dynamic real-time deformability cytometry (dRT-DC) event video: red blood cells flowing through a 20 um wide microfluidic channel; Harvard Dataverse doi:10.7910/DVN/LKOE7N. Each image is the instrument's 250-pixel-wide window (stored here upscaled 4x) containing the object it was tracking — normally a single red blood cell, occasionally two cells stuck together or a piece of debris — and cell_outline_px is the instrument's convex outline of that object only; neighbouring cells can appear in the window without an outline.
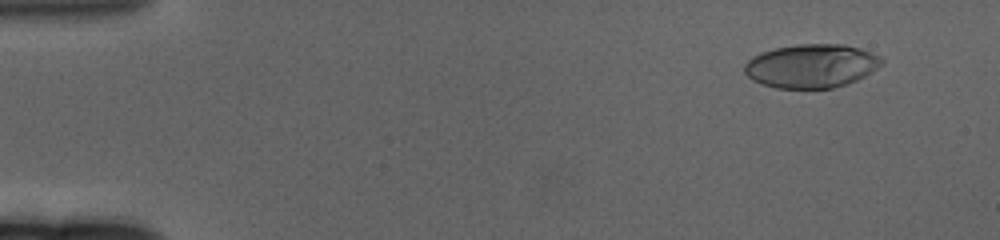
{"species": "human", "species_latin": "Homo sapiens", "temperature_condition": "cold", "stored_images_in_passage": 60, "camera_frame_rate_fps": 3000, "um_per_image_px": 0.085, "donor": {"sex": "female"}, "frame": {"image": 1, "passage_image": 3, "time_ms": 0.667, "image_size_px": [1000, 240], "cell_outline_px": [[884, 64], [864, 76], [856, 80], [832, 88], [776, 88], [760, 84], [752, 80], [744, 72], [744, 64], [752, 56], [760, 52], [776, 48], [800, 44], [844, 44], [860, 48], [872, 52], [880, 56], [884, 60]], "centroid_in_image_um": [68.96, 5.6], "position_along_channel_um": 16.0, "area_um2": 35.08}}
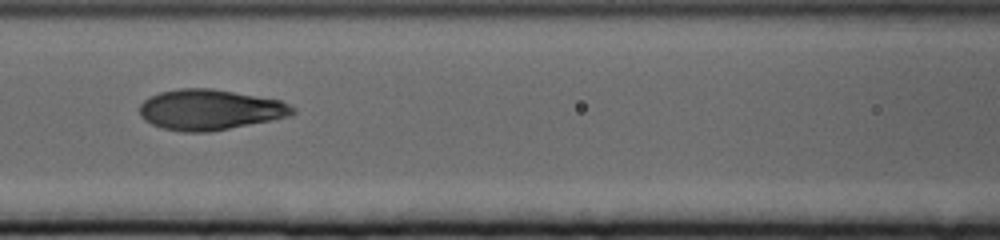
{"frame": {"image": 2, "passage_image": 26, "time_ms": 8.333, "image_size_px": [1000, 240], "cell_outline_px": [[296, 112], [292, 116], [272, 120], [208, 132], [180, 132], [160, 128], [144, 120], [140, 116], [140, 104], [148, 96], [160, 92], [180, 88], [212, 88], [280, 100], [296, 108]], "centroid_in_image_um": [17.83, 9.33], "position_along_channel_um": 148.8, "area_um2": 36.36}}
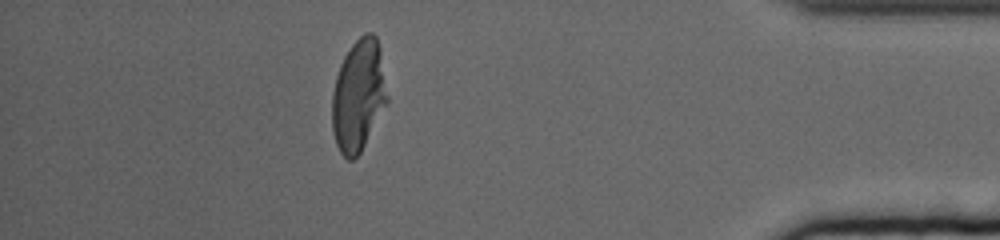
{"frame": {"image": 3, "passage_image": 53, "time_ms": 17.333, "image_size_px": [1000, 240], "cell_outline_px": [[388, 104], [360, 152], [352, 160], [348, 160], [340, 152], [336, 144], [332, 128], [332, 92], [336, 76], [340, 64], [344, 56], [352, 44], [364, 32], [372, 32], [376, 36], [380, 48], [388, 96]], "centroid_in_image_um": [30.48, 8.1], "position_along_channel_um": 404.7, "area_um2": 36.18}, "authors_computed_cell_mechanics": {"area_um2": 35.7204, "velocity_mm_per_s": 3.2932, "shape_relaxation_time_tau1_ms": 4.5896, "shape_relaxation_time_tau2_ms": null, "deformation_change_tau1": 0.211, "deformation_change_tau2": null}}